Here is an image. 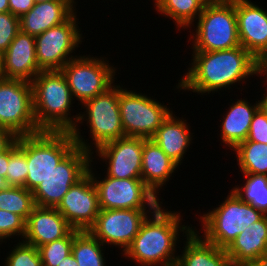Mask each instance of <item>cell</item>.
Instances as JSON below:
<instances>
[{
  "label": "cell",
  "mask_w": 267,
  "mask_h": 266,
  "mask_svg": "<svg viewBox=\"0 0 267 266\" xmlns=\"http://www.w3.org/2000/svg\"><path fill=\"white\" fill-rule=\"evenodd\" d=\"M192 67L178 83V89L197 93H213L243 82L257 74V60L242 46L229 50L193 51ZM190 69V70H189Z\"/></svg>",
  "instance_id": "obj_1"
},
{
  "label": "cell",
  "mask_w": 267,
  "mask_h": 266,
  "mask_svg": "<svg viewBox=\"0 0 267 266\" xmlns=\"http://www.w3.org/2000/svg\"><path fill=\"white\" fill-rule=\"evenodd\" d=\"M33 111L41 131H69L76 146L92 154L78 129V117H69L72 93L61 70L40 71L32 80Z\"/></svg>",
  "instance_id": "obj_2"
},
{
  "label": "cell",
  "mask_w": 267,
  "mask_h": 266,
  "mask_svg": "<svg viewBox=\"0 0 267 266\" xmlns=\"http://www.w3.org/2000/svg\"><path fill=\"white\" fill-rule=\"evenodd\" d=\"M161 206L160 203L153 210L152 219L148 215L142 222L138 234L124 252V257L133 259L141 266H175L178 233L183 231L187 236L193 230L190 226L180 225V213L168 212Z\"/></svg>",
  "instance_id": "obj_3"
},
{
  "label": "cell",
  "mask_w": 267,
  "mask_h": 266,
  "mask_svg": "<svg viewBox=\"0 0 267 266\" xmlns=\"http://www.w3.org/2000/svg\"><path fill=\"white\" fill-rule=\"evenodd\" d=\"M225 201L201 218L204 239L219 248L226 249L231 242L252 223L265 214L244 202L232 189Z\"/></svg>",
  "instance_id": "obj_4"
},
{
  "label": "cell",
  "mask_w": 267,
  "mask_h": 266,
  "mask_svg": "<svg viewBox=\"0 0 267 266\" xmlns=\"http://www.w3.org/2000/svg\"><path fill=\"white\" fill-rule=\"evenodd\" d=\"M196 35H190L194 41L193 50L201 52L229 50L241 46L235 0H223L203 8L197 17Z\"/></svg>",
  "instance_id": "obj_5"
},
{
  "label": "cell",
  "mask_w": 267,
  "mask_h": 266,
  "mask_svg": "<svg viewBox=\"0 0 267 266\" xmlns=\"http://www.w3.org/2000/svg\"><path fill=\"white\" fill-rule=\"evenodd\" d=\"M75 146L69 131H41L26 135L28 174L24 187L33 192Z\"/></svg>",
  "instance_id": "obj_6"
},
{
  "label": "cell",
  "mask_w": 267,
  "mask_h": 266,
  "mask_svg": "<svg viewBox=\"0 0 267 266\" xmlns=\"http://www.w3.org/2000/svg\"><path fill=\"white\" fill-rule=\"evenodd\" d=\"M0 127L16 137L41 132L34 116L31 82L0 78Z\"/></svg>",
  "instance_id": "obj_7"
},
{
  "label": "cell",
  "mask_w": 267,
  "mask_h": 266,
  "mask_svg": "<svg viewBox=\"0 0 267 266\" xmlns=\"http://www.w3.org/2000/svg\"><path fill=\"white\" fill-rule=\"evenodd\" d=\"M92 153L75 146L32 192L39 207L56 208L69 188L87 173Z\"/></svg>",
  "instance_id": "obj_8"
},
{
  "label": "cell",
  "mask_w": 267,
  "mask_h": 266,
  "mask_svg": "<svg viewBox=\"0 0 267 266\" xmlns=\"http://www.w3.org/2000/svg\"><path fill=\"white\" fill-rule=\"evenodd\" d=\"M119 111L127 137L151 139L172 112L167 106L132 90L120 87Z\"/></svg>",
  "instance_id": "obj_9"
},
{
  "label": "cell",
  "mask_w": 267,
  "mask_h": 266,
  "mask_svg": "<svg viewBox=\"0 0 267 266\" xmlns=\"http://www.w3.org/2000/svg\"><path fill=\"white\" fill-rule=\"evenodd\" d=\"M76 56L68 61L61 69L67 79L68 86L82 105L87 100L105 92L115 81V68L104 58Z\"/></svg>",
  "instance_id": "obj_10"
},
{
  "label": "cell",
  "mask_w": 267,
  "mask_h": 266,
  "mask_svg": "<svg viewBox=\"0 0 267 266\" xmlns=\"http://www.w3.org/2000/svg\"><path fill=\"white\" fill-rule=\"evenodd\" d=\"M92 169L90 162L88 173L97 188L100 209H156L160 205L159 198L141 178L117 179L106 175L99 181Z\"/></svg>",
  "instance_id": "obj_11"
},
{
  "label": "cell",
  "mask_w": 267,
  "mask_h": 266,
  "mask_svg": "<svg viewBox=\"0 0 267 266\" xmlns=\"http://www.w3.org/2000/svg\"><path fill=\"white\" fill-rule=\"evenodd\" d=\"M119 92L120 85L113 84L105 92L84 102L86 113L78 114L77 123H82L84 117L87 124L89 123L96 149L105 143L125 137L119 111Z\"/></svg>",
  "instance_id": "obj_12"
},
{
  "label": "cell",
  "mask_w": 267,
  "mask_h": 266,
  "mask_svg": "<svg viewBox=\"0 0 267 266\" xmlns=\"http://www.w3.org/2000/svg\"><path fill=\"white\" fill-rule=\"evenodd\" d=\"M76 21L74 13L64 23L35 36L37 64L41 71L61 70L75 58L69 55L82 42Z\"/></svg>",
  "instance_id": "obj_13"
},
{
  "label": "cell",
  "mask_w": 267,
  "mask_h": 266,
  "mask_svg": "<svg viewBox=\"0 0 267 266\" xmlns=\"http://www.w3.org/2000/svg\"><path fill=\"white\" fill-rule=\"evenodd\" d=\"M155 209H100L95 224L88 230L105 246H120L123 252L138 234L147 213Z\"/></svg>",
  "instance_id": "obj_14"
},
{
  "label": "cell",
  "mask_w": 267,
  "mask_h": 266,
  "mask_svg": "<svg viewBox=\"0 0 267 266\" xmlns=\"http://www.w3.org/2000/svg\"><path fill=\"white\" fill-rule=\"evenodd\" d=\"M56 209L73 229L89 230L100 211L98 191L92 176L87 173L71 186Z\"/></svg>",
  "instance_id": "obj_15"
},
{
  "label": "cell",
  "mask_w": 267,
  "mask_h": 266,
  "mask_svg": "<svg viewBox=\"0 0 267 266\" xmlns=\"http://www.w3.org/2000/svg\"><path fill=\"white\" fill-rule=\"evenodd\" d=\"M96 154L108 160L107 176L117 179L141 178L143 138L123 137L103 144Z\"/></svg>",
  "instance_id": "obj_16"
},
{
  "label": "cell",
  "mask_w": 267,
  "mask_h": 266,
  "mask_svg": "<svg viewBox=\"0 0 267 266\" xmlns=\"http://www.w3.org/2000/svg\"><path fill=\"white\" fill-rule=\"evenodd\" d=\"M241 46L257 59L267 49V12L248 0H235Z\"/></svg>",
  "instance_id": "obj_17"
},
{
  "label": "cell",
  "mask_w": 267,
  "mask_h": 266,
  "mask_svg": "<svg viewBox=\"0 0 267 266\" xmlns=\"http://www.w3.org/2000/svg\"><path fill=\"white\" fill-rule=\"evenodd\" d=\"M40 71L35 36L20 31L2 54L1 77L32 82Z\"/></svg>",
  "instance_id": "obj_18"
},
{
  "label": "cell",
  "mask_w": 267,
  "mask_h": 266,
  "mask_svg": "<svg viewBox=\"0 0 267 266\" xmlns=\"http://www.w3.org/2000/svg\"><path fill=\"white\" fill-rule=\"evenodd\" d=\"M72 229L56 208L35 206L25 223L24 242L38 248L64 238Z\"/></svg>",
  "instance_id": "obj_19"
},
{
  "label": "cell",
  "mask_w": 267,
  "mask_h": 266,
  "mask_svg": "<svg viewBox=\"0 0 267 266\" xmlns=\"http://www.w3.org/2000/svg\"><path fill=\"white\" fill-rule=\"evenodd\" d=\"M74 0H53L35 5L19 18L20 31L32 36L67 21L74 13Z\"/></svg>",
  "instance_id": "obj_20"
},
{
  "label": "cell",
  "mask_w": 267,
  "mask_h": 266,
  "mask_svg": "<svg viewBox=\"0 0 267 266\" xmlns=\"http://www.w3.org/2000/svg\"><path fill=\"white\" fill-rule=\"evenodd\" d=\"M231 266H250L267 253V215L244 227L225 249Z\"/></svg>",
  "instance_id": "obj_21"
},
{
  "label": "cell",
  "mask_w": 267,
  "mask_h": 266,
  "mask_svg": "<svg viewBox=\"0 0 267 266\" xmlns=\"http://www.w3.org/2000/svg\"><path fill=\"white\" fill-rule=\"evenodd\" d=\"M177 167L152 139L143 138L141 179L155 195Z\"/></svg>",
  "instance_id": "obj_22"
},
{
  "label": "cell",
  "mask_w": 267,
  "mask_h": 266,
  "mask_svg": "<svg viewBox=\"0 0 267 266\" xmlns=\"http://www.w3.org/2000/svg\"><path fill=\"white\" fill-rule=\"evenodd\" d=\"M175 117L172 111L151 139L179 166L193 139L186 120Z\"/></svg>",
  "instance_id": "obj_23"
},
{
  "label": "cell",
  "mask_w": 267,
  "mask_h": 266,
  "mask_svg": "<svg viewBox=\"0 0 267 266\" xmlns=\"http://www.w3.org/2000/svg\"><path fill=\"white\" fill-rule=\"evenodd\" d=\"M196 232L193 229L187 235L182 256H177L175 266H231L225 249L207 242Z\"/></svg>",
  "instance_id": "obj_24"
},
{
  "label": "cell",
  "mask_w": 267,
  "mask_h": 266,
  "mask_svg": "<svg viewBox=\"0 0 267 266\" xmlns=\"http://www.w3.org/2000/svg\"><path fill=\"white\" fill-rule=\"evenodd\" d=\"M260 107L261 100L253 106L242 99L232 103L220 127L222 142L233 149L240 142L247 140L250 124Z\"/></svg>",
  "instance_id": "obj_25"
},
{
  "label": "cell",
  "mask_w": 267,
  "mask_h": 266,
  "mask_svg": "<svg viewBox=\"0 0 267 266\" xmlns=\"http://www.w3.org/2000/svg\"><path fill=\"white\" fill-rule=\"evenodd\" d=\"M233 150L242 174L267 175V144L245 140Z\"/></svg>",
  "instance_id": "obj_26"
},
{
  "label": "cell",
  "mask_w": 267,
  "mask_h": 266,
  "mask_svg": "<svg viewBox=\"0 0 267 266\" xmlns=\"http://www.w3.org/2000/svg\"><path fill=\"white\" fill-rule=\"evenodd\" d=\"M103 245L88 230L79 231L74 237L71 253L78 266H106Z\"/></svg>",
  "instance_id": "obj_27"
},
{
  "label": "cell",
  "mask_w": 267,
  "mask_h": 266,
  "mask_svg": "<svg viewBox=\"0 0 267 266\" xmlns=\"http://www.w3.org/2000/svg\"><path fill=\"white\" fill-rule=\"evenodd\" d=\"M156 11L173 19L177 28H190L194 18L202 13L203 6L196 0H154Z\"/></svg>",
  "instance_id": "obj_28"
},
{
  "label": "cell",
  "mask_w": 267,
  "mask_h": 266,
  "mask_svg": "<svg viewBox=\"0 0 267 266\" xmlns=\"http://www.w3.org/2000/svg\"><path fill=\"white\" fill-rule=\"evenodd\" d=\"M27 174L26 136H20L9 146L6 182L8 186L24 187Z\"/></svg>",
  "instance_id": "obj_29"
},
{
  "label": "cell",
  "mask_w": 267,
  "mask_h": 266,
  "mask_svg": "<svg viewBox=\"0 0 267 266\" xmlns=\"http://www.w3.org/2000/svg\"><path fill=\"white\" fill-rule=\"evenodd\" d=\"M243 187L235 186L233 191L246 203L267 215V175L244 174Z\"/></svg>",
  "instance_id": "obj_30"
},
{
  "label": "cell",
  "mask_w": 267,
  "mask_h": 266,
  "mask_svg": "<svg viewBox=\"0 0 267 266\" xmlns=\"http://www.w3.org/2000/svg\"><path fill=\"white\" fill-rule=\"evenodd\" d=\"M35 206L32 191L25 187L8 186L0 190V210L18 214L26 221Z\"/></svg>",
  "instance_id": "obj_31"
},
{
  "label": "cell",
  "mask_w": 267,
  "mask_h": 266,
  "mask_svg": "<svg viewBox=\"0 0 267 266\" xmlns=\"http://www.w3.org/2000/svg\"><path fill=\"white\" fill-rule=\"evenodd\" d=\"M80 230L72 229L64 238L54 240L38 247L43 266H57L71 254L75 235Z\"/></svg>",
  "instance_id": "obj_32"
},
{
  "label": "cell",
  "mask_w": 267,
  "mask_h": 266,
  "mask_svg": "<svg viewBox=\"0 0 267 266\" xmlns=\"http://www.w3.org/2000/svg\"><path fill=\"white\" fill-rule=\"evenodd\" d=\"M11 251L5 260V266H43L38 248L24 240Z\"/></svg>",
  "instance_id": "obj_33"
},
{
  "label": "cell",
  "mask_w": 267,
  "mask_h": 266,
  "mask_svg": "<svg viewBox=\"0 0 267 266\" xmlns=\"http://www.w3.org/2000/svg\"><path fill=\"white\" fill-rule=\"evenodd\" d=\"M26 221L18 214L0 210V242L13 235H21L24 239Z\"/></svg>",
  "instance_id": "obj_34"
},
{
  "label": "cell",
  "mask_w": 267,
  "mask_h": 266,
  "mask_svg": "<svg viewBox=\"0 0 267 266\" xmlns=\"http://www.w3.org/2000/svg\"><path fill=\"white\" fill-rule=\"evenodd\" d=\"M20 32L19 17L10 12L0 13V52L3 54Z\"/></svg>",
  "instance_id": "obj_35"
},
{
  "label": "cell",
  "mask_w": 267,
  "mask_h": 266,
  "mask_svg": "<svg viewBox=\"0 0 267 266\" xmlns=\"http://www.w3.org/2000/svg\"><path fill=\"white\" fill-rule=\"evenodd\" d=\"M247 140L267 144V112L262 106L254 114Z\"/></svg>",
  "instance_id": "obj_36"
},
{
  "label": "cell",
  "mask_w": 267,
  "mask_h": 266,
  "mask_svg": "<svg viewBox=\"0 0 267 266\" xmlns=\"http://www.w3.org/2000/svg\"><path fill=\"white\" fill-rule=\"evenodd\" d=\"M9 12L17 17L26 14L34 5V0H8Z\"/></svg>",
  "instance_id": "obj_37"
},
{
  "label": "cell",
  "mask_w": 267,
  "mask_h": 266,
  "mask_svg": "<svg viewBox=\"0 0 267 266\" xmlns=\"http://www.w3.org/2000/svg\"><path fill=\"white\" fill-rule=\"evenodd\" d=\"M16 139L10 130L0 127V152H4Z\"/></svg>",
  "instance_id": "obj_38"
},
{
  "label": "cell",
  "mask_w": 267,
  "mask_h": 266,
  "mask_svg": "<svg viewBox=\"0 0 267 266\" xmlns=\"http://www.w3.org/2000/svg\"><path fill=\"white\" fill-rule=\"evenodd\" d=\"M257 60V76L265 74L267 78V49L256 59Z\"/></svg>",
  "instance_id": "obj_39"
},
{
  "label": "cell",
  "mask_w": 267,
  "mask_h": 266,
  "mask_svg": "<svg viewBox=\"0 0 267 266\" xmlns=\"http://www.w3.org/2000/svg\"><path fill=\"white\" fill-rule=\"evenodd\" d=\"M8 163H9V147L4 152H0V176H3L5 178H6Z\"/></svg>",
  "instance_id": "obj_40"
},
{
  "label": "cell",
  "mask_w": 267,
  "mask_h": 266,
  "mask_svg": "<svg viewBox=\"0 0 267 266\" xmlns=\"http://www.w3.org/2000/svg\"><path fill=\"white\" fill-rule=\"evenodd\" d=\"M57 266H78V263L71 253L66 258H64L62 262Z\"/></svg>",
  "instance_id": "obj_41"
},
{
  "label": "cell",
  "mask_w": 267,
  "mask_h": 266,
  "mask_svg": "<svg viewBox=\"0 0 267 266\" xmlns=\"http://www.w3.org/2000/svg\"><path fill=\"white\" fill-rule=\"evenodd\" d=\"M250 266H267V253L259 257Z\"/></svg>",
  "instance_id": "obj_42"
},
{
  "label": "cell",
  "mask_w": 267,
  "mask_h": 266,
  "mask_svg": "<svg viewBox=\"0 0 267 266\" xmlns=\"http://www.w3.org/2000/svg\"><path fill=\"white\" fill-rule=\"evenodd\" d=\"M196 1H198L203 7H207L210 5L217 4L223 0H196Z\"/></svg>",
  "instance_id": "obj_43"
},
{
  "label": "cell",
  "mask_w": 267,
  "mask_h": 266,
  "mask_svg": "<svg viewBox=\"0 0 267 266\" xmlns=\"http://www.w3.org/2000/svg\"><path fill=\"white\" fill-rule=\"evenodd\" d=\"M9 12L8 0H0V13Z\"/></svg>",
  "instance_id": "obj_44"
},
{
  "label": "cell",
  "mask_w": 267,
  "mask_h": 266,
  "mask_svg": "<svg viewBox=\"0 0 267 266\" xmlns=\"http://www.w3.org/2000/svg\"><path fill=\"white\" fill-rule=\"evenodd\" d=\"M8 187V184L6 182V178L3 176H0V190H4Z\"/></svg>",
  "instance_id": "obj_45"
},
{
  "label": "cell",
  "mask_w": 267,
  "mask_h": 266,
  "mask_svg": "<svg viewBox=\"0 0 267 266\" xmlns=\"http://www.w3.org/2000/svg\"><path fill=\"white\" fill-rule=\"evenodd\" d=\"M265 82H267V80ZM263 95H266V96H263V98H261L262 99L261 106L267 112V92Z\"/></svg>",
  "instance_id": "obj_46"
},
{
  "label": "cell",
  "mask_w": 267,
  "mask_h": 266,
  "mask_svg": "<svg viewBox=\"0 0 267 266\" xmlns=\"http://www.w3.org/2000/svg\"><path fill=\"white\" fill-rule=\"evenodd\" d=\"M1 71H2V53L0 52V78H1Z\"/></svg>",
  "instance_id": "obj_47"
},
{
  "label": "cell",
  "mask_w": 267,
  "mask_h": 266,
  "mask_svg": "<svg viewBox=\"0 0 267 266\" xmlns=\"http://www.w3.org/2000/svg\"><path fill=\"white\" fill-rule=\"evenodd\" d=\"M53 0H34L35 3H42V2H48Z\"/></svg>",
  "instance_id": "obj_48"
}]
</instances>
